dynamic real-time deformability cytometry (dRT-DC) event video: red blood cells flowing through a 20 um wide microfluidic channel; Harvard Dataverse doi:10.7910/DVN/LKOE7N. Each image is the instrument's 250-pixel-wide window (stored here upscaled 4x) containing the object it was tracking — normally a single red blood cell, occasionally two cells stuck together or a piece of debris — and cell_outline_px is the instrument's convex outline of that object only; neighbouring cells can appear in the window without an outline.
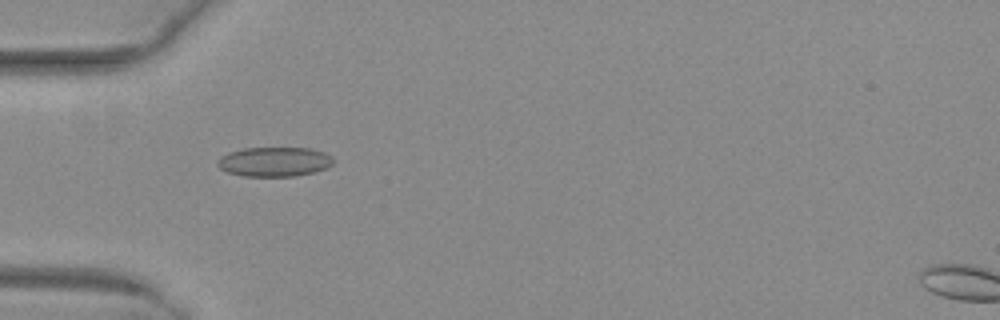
{"species": "common noctule bat (a hibernating species)", "species_latin": "Nyctalus noctula", "temperature_condition": "warm", "stored_images_in_passage": 33, "camera_frame_rate_fps": 3000, "um_per_image_px": 0.085, "animal": {"sex": "female", "body_mass_g": 29.2, "forearm_length_mm": 56.3}, "frame": {"image": 1, "passage_image": 17, "time_ms": 5.333, "image_size_px": [1000, 320], "cell_outline_px": [[332, 164], [324, 168], [312, 172], [296, 176], [244, 176], [228, 172], [220, 168], [216, 164], [216, 160], [220, 156], [228, 152], [244, 148], [308, 148], [324, 152], [332, 156]], "centroid_in_image_um": [23.27, 13.74], "position_along_channel_um": 61.7, "area_um2": 19.83}}
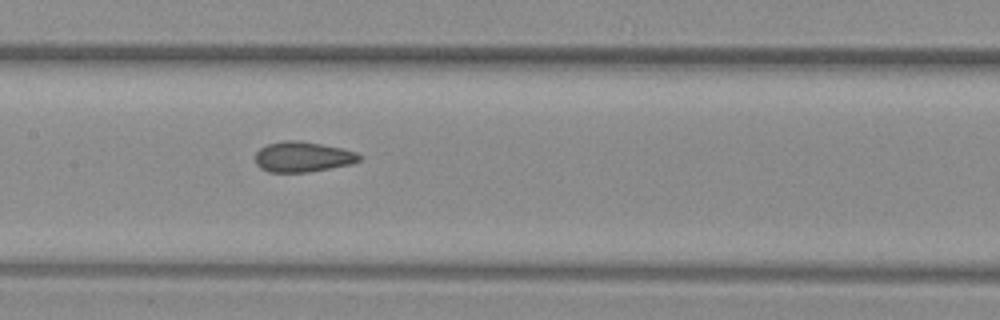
{"frame": {"image": 2, "passage_image": 26, "time_ms": 8.333, "image_size_px": [1000, 320], "cell_outline_px": [[360, 160], [352, 164], [308, 172], [268, 172], [260, 168], [256, 164], [256, 152], [260, 148], [268, 144], [284, 140], [300, 140], [344, 148], [356, 152], [360, 156]], "centroid_in_image_um": [25.73, 13.32], "position_along_channel_um": 181.7, "area_um2": 18.5}}
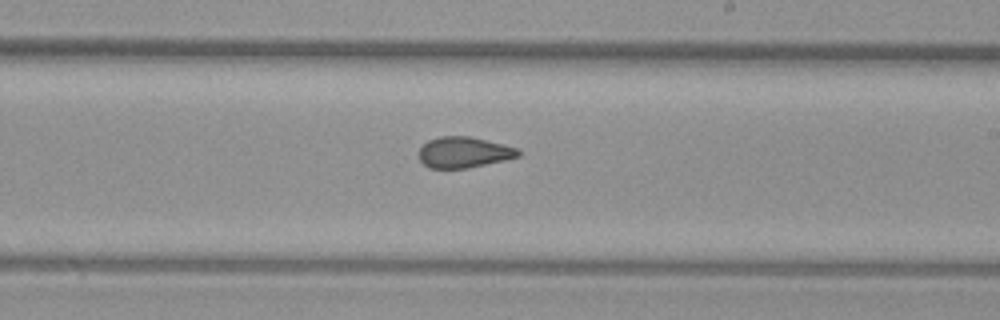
{"frame": {"image": 3, "passage_image": 31, "time_ms": 10.0, "image_size_px": [1000, 320], "cell_outline_px": [[520, 156], [504, 160], [468, 168], [428, 168], [420, 160], [416, 152], [428, 140], [440, 136], [468, 136], [504, 144], [516, 148], [520, 152]], "centroid_in_image_um": [39.38, 12.95], "position_along_channel_um": 249.6, "area_um2": 17.92}}